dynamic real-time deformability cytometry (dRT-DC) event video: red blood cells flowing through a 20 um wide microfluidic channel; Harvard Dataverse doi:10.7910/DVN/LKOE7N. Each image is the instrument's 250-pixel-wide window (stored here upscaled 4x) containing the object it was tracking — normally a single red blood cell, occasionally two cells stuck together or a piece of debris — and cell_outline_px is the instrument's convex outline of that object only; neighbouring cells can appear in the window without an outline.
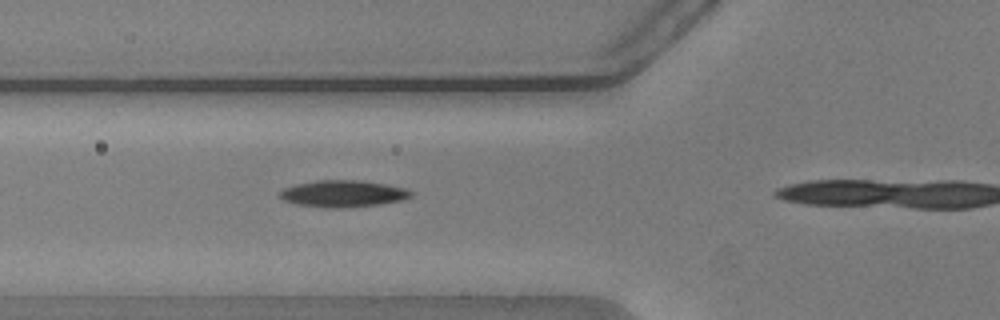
{"species": "common noctule bat (a hibernating species)", "species_latin": "Nyctalus noctula", "temperature_condition": "warm", "stored_images_in_passage": 8, "camera_frame_rate_fps": 3000, "um_per_image_px": 0.085, "animal": {"sex": "male", "body_mass_g": 20.5, "forearm_length_mm": 52.5}, "frame": {"image": 1, "passage_image": 7, "time_ms": 2.0, "image_size_px": [1000, 320], "cell_outline_px": [[412, 196], [400, 200], [380, 204], [340, 208], [324, 208], [296, 204], [284, 200], [276, 196], [276, 192], [284, 188], [296, 184], [316, 180], [360, 180], [384, 184], [404, 188], [412, 192]], "centroid_in_image_um": [29.07, 16.46], "position_along_channel_um": 96.7, "area_um2": 20.52}}